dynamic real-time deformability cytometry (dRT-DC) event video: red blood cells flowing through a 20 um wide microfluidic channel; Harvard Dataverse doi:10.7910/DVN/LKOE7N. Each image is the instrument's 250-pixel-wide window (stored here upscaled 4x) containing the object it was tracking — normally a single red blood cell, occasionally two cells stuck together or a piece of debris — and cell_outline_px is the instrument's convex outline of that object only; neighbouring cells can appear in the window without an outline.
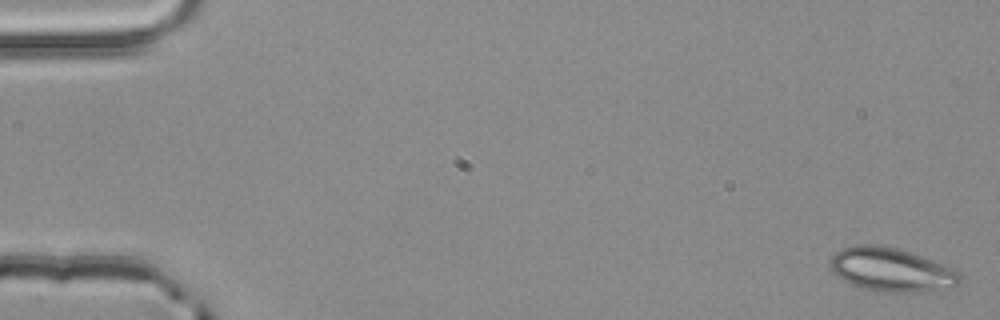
{"species": "common noctule bat (a hibernating species)", "species_latin": "Nyctalus noctula", "temperature_condition": "room temperature", "stored_images_in_passage": 4, "camera_frame_rate_fps": 3000, "um_per_image_px": 0.085, "animal": {"sex": "male", "body_mass_g": 20.4}, "frame": {"image": 1, "passage_image": 1, "time_ms": 0.0, "image_size_px": [1000, 320], "cell_outline_px": [[960, 284], [952, 288], [916, 292], [884, 292], [864, 288], [852, 284], [836, 276], [828, 268], [828, 264], [832, 256], [840, 248], [856, 244], [876, 244], [896, 248], [912, 252], [952, 268], [960, 276]], "centroid_in_image_um": [75.72, 22.91], "position_along_channel_um": 9.3, "area_um2": 33.18}}